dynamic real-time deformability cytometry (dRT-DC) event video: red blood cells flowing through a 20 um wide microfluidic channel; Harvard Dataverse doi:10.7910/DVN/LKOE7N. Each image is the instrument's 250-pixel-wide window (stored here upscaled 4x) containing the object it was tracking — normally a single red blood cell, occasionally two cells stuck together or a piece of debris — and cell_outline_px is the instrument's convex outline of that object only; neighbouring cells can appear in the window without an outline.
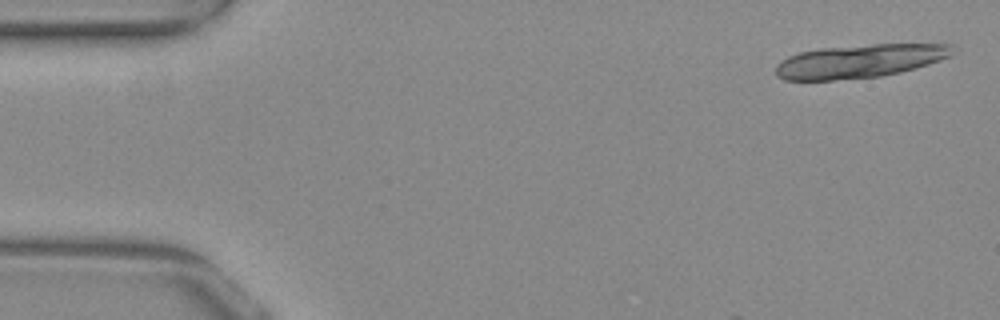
{"species": "common noctule bat (a hibernating species)", "species_latin": "Nyctalus noctula", "temperature_condition": "warm", "stored_images_in_passage": 5, "camera_frame_rate_fps": 3000, "um_per_image_px": 0.085, "animal": {"sex": "female", "body_mass_g": 29.2, "forearm_length_mm": 56.3}, "frame": {"image": 1, "passage_image": 2, "time_ms": 0.333, "image_size_px": [1000, 320], "cell_outline_px": [[952, 56], [928, 64], [900, 72], [880, 76], [832, 80], [784, 80], [776, 76], [776, 64], [780, 60], [788, 56], [800, 52], [820, 48], [872, 44], [952, 44]], "centroid_in_image_um": [73.03, 5.19], "position_along_channel_um": 12.0, "area_um2": 34.39}}